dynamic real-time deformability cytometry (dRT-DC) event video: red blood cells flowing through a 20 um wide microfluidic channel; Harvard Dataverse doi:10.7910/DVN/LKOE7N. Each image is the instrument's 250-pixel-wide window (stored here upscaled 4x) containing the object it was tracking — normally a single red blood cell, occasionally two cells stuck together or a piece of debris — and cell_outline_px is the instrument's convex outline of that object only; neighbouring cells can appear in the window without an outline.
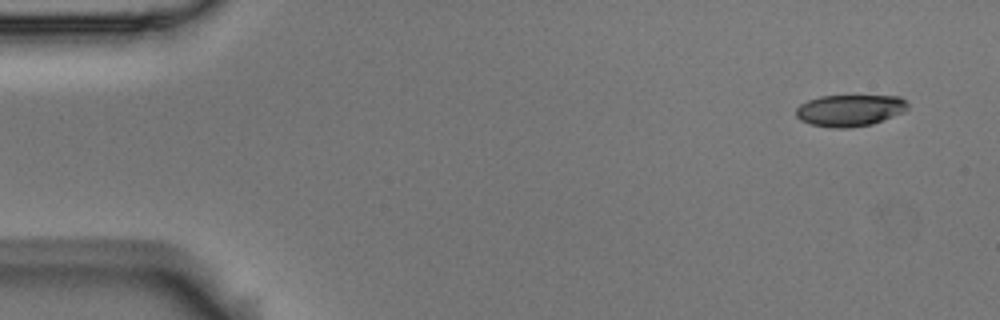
{"species": "Egyptian fruit bat (a non-hibernating species)", "species_latin": "Rousettus aegyptiacus", "temperature_condition": "room temperature", "stored_images_in_passage": 9, "camera_frame_rate_fps": 3000, "um_per_image_px": 0.085, "animal": {"sex": "male"}, "frame": {"image": 1, "passage_image": 1, "time_ms": 0.0, "image_size_px": [1000, 320], "cell_outline_px": [[908, 108], [904, 112], [872, 124], [848, 128], [832, 128], [812, 124], [800, 120], [796, 116], [796, 108], [800, 104], [808, 100], [820, 96], [900, 96], [908, 104]], "centroid_in_image_um": [72.23, 9.38], "position_along_channel_um": 12.8, "area_um2": 20.58}}
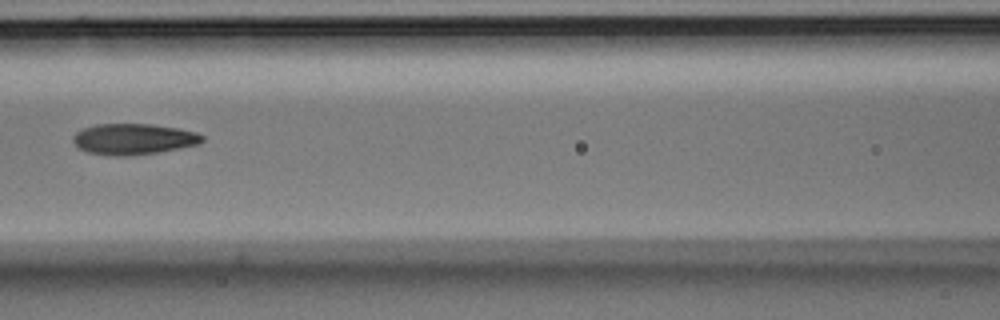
{"frame": {"image": 2, "passage_image": 7, "time_ms": 2.0, "image_size_px": [1000, 320], "cell_outline_px": [[204, 140], [200, 144], [160, 152], [128, 156], [112, 156], [88, 152], [80, 148], [72, 140], [72, 136], [76, 132], [84, 128], [96, 124], [152, 124], [176, 128], [196, 132], [204, 136]], "centroid_in_image_um": [11.36, 11.82], "position_along_channel_um": 155.2, "area_um2": 23.35}}
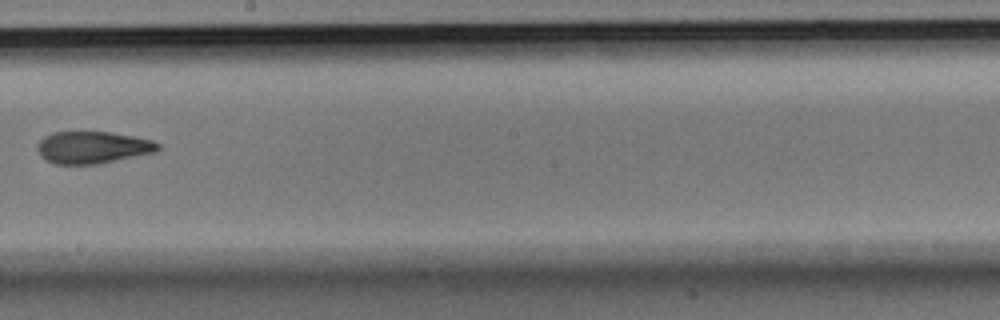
{"frame": {"image": 3, "passage_image": 9, "time_ms": 2.667, "image_size_px": [1000, 320], "cell_outline_px": [[160, 148], [156, 152], [100, 164], [56, 164], [40, 156], [36, 148], [40, 140], [44, 136], [52, 132], [112, 132], [136, 136], [152, 140], [160, 144]], "centroid_in_image_um": [7.9, 12.53], "position_along_channel_um": 240.3, "area_um2": 22.77}}